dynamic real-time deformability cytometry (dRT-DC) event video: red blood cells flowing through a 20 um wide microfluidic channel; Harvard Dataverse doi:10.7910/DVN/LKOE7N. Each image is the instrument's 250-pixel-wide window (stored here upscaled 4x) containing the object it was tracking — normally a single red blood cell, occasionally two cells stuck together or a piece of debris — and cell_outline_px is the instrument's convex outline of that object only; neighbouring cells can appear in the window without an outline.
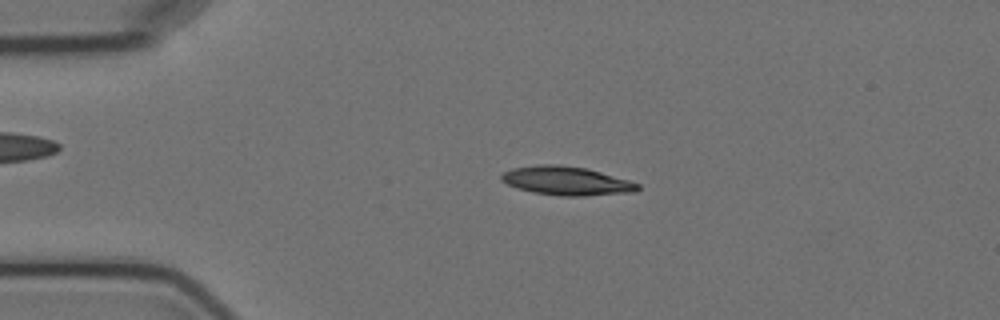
{"species": "Egyptian fruit bat (a non-hibernating species)", "species_latin": "Rousettus aegyptiacus", "temperature_condition": "cold", "stored_images_in_passage": 4, "camera_frame_rate_fps": 3000, "um_per_image_px": 0.085, "animal": {"sex": "female"}, "frame": {"image": 1, "passage_image": 3, "time_ms": 2.333, "image_size_px": [1000, 320], "cell_outline_px": [[640, 188], [636, 192], [588, 196], [560, 196], [532, 192], [516, 188], [500, 180], [500, 176], [504, 172], [512, 168], [536, 164], [560, 164], [588, 168], [628, 180], [640, 184]], "centroid_in_image_um": [48.15, 15.37], "position_along_channel_um": 36.8, "area_um2": 23.18}}